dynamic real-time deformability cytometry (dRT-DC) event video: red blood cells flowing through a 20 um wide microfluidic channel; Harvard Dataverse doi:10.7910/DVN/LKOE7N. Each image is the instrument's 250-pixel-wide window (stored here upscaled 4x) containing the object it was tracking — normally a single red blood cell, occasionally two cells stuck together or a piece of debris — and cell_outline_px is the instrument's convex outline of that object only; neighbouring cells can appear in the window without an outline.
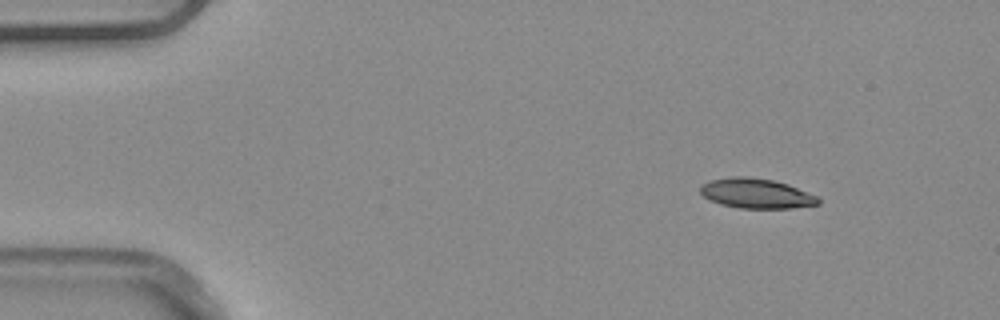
{"species": "common noctule bat (a hibernating species)", "species_latin": "Nyctalus noctula", "temperature_condition": "warm", "stored_images_in_passage": 6, "camera_frame_rate_fps": 3000, "um_per_image_px": 0.085, "animal": {"sex": "male", "body_mass_g": 20.4}, "frame": {"image": 1, "passage_image": 1, "time_ms": 0.0, "image_size_px": [1000, 320], "cell_outline_px": [[820, 204], [792, 208], [740, 208], [720, 204], [704, 196], [700, 192], [700, 184], [708, 180], [732, 176], [748, 176], [772, 180], [788, 184], [820, 196]], "centroid_in_image_um": [64.3, 16.43], "position_along_channel_um": 20.7, "area_um2": 20.75}}
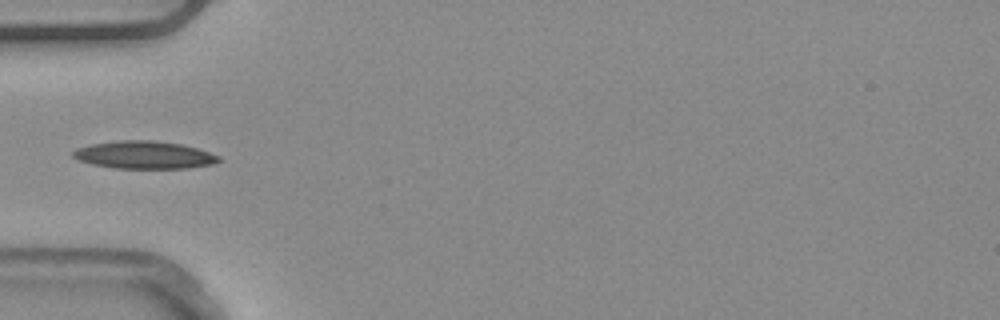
{"frame": {"image": 2, "passage_image": 4, "time_ms": 1.0, "image_size_px": [1000, 320], "cell_outline_px": [[220, 160], [212, 164], [188, 168], [112, 168], [92, 164], [80, 160], [72, 156], [72, 152], [76, 148], [92, 144], [116, 140], [152, 140], [180, 144], [196, 148], [220, 156]], "centroid_in_image_um": [12.23, 13.17], "position_along_channel_um": 72.8, "area_um2": 23.35}}